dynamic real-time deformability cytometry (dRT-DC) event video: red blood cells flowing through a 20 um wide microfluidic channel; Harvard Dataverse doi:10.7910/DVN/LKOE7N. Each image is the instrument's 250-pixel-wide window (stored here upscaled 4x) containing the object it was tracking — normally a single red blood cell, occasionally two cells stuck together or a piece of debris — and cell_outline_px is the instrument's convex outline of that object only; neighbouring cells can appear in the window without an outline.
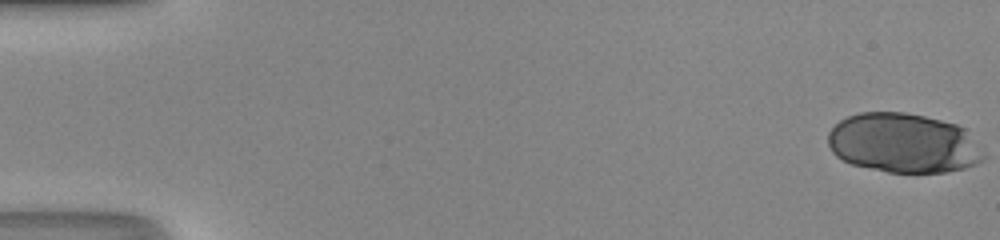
{"species": "human", "species_latin": "Homo sapiens", "temperature_condition": "room temperature", "stored_images_in_passage": 50, "camera_frame_rate_fps": 3000, "um_per_image_px": 0.085, "donor": {"sex": "male"}, "frame": {"image": 1, "passage_image": 1, "time_ms": 0.0, "image_size_px": [1000, 240], "cell_outline_px": [[980, 160], [964, 168], [948, 172], [888, 172], [852, 164], [836, 156], [832, 152], [828, 144], [828, 132], [840, 120], [848, 116], [860, 112], [904, 112], [924, 116], [956, 124], [964, 128]], "centroid_in_image_um": [76.64, 12.15], "position_along_channel_um": 8.4, "area_um2": 52.71}}
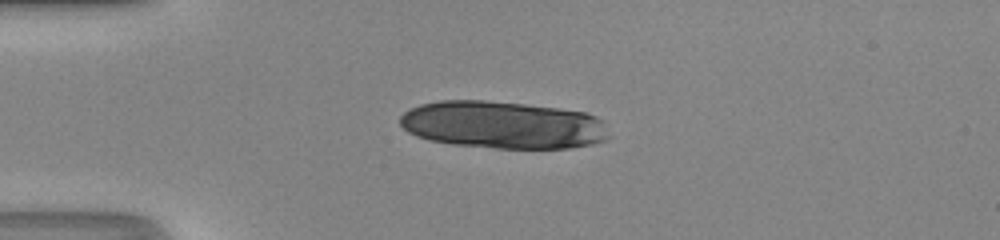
{"frame": {"image": 2, "passage_image": 14, "time_ms": 4.333, "image_size_px": [1000, 240], "cell_outline_px": [[604, 140], [592, 144], [568, 148], [496, 148], [452, 144], [432, 140], [408, 132], [400, 124], [400, 116], [404, 112], [420, 104], [440, 100], [484, 100], [524, 104], [556, 108], [584, 112], [600, 120]], "centroid_in_image_um": [42.63, 10.61], "position_along_channel_um": 42.4, "area_um2": 56.82}}